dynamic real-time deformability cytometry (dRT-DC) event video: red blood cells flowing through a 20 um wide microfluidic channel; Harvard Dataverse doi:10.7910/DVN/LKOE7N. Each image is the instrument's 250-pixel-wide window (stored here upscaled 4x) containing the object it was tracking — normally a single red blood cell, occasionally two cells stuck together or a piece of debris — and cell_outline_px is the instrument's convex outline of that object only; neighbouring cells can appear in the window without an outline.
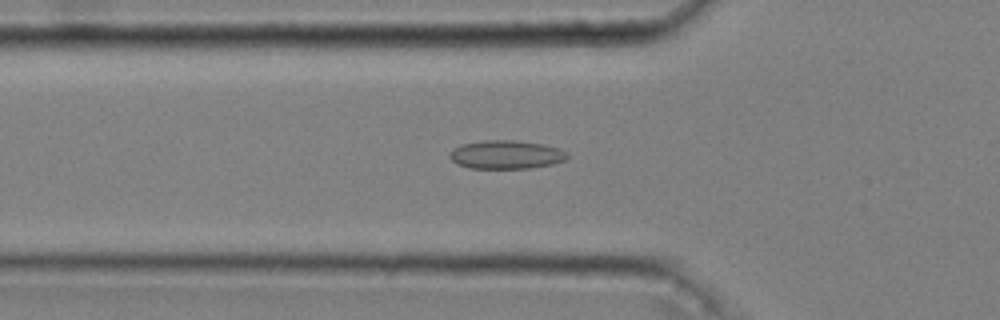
{"species": "common noctule bat (a hibernating species)", "species_latin": "Nyctalus noctula", "temperature_condition": "cold", "stored_images_in_passage": 52, "camera_frame_rate_fps": 3000, "um_per_image_px": 0.085, "animal": {"sex": "male", "body_mass_g": 20.4}, "frame": {"image": 1, "passage_image": 18, "time_ms": 5.667, "image_size_px": [1000, 320], "cell_outline_px": [[568, 156], [564, 160], [552, 164], [532, 168], [468, 168], [456, 164], [448, 156], [452, 148], [460, 144], [484, 140], [516, 140], [544, 144], [560, 148], [568, 152]], "centroid_in_image_um": [43.0, 13.13], "position_along_channel_um": 82.8, "area_um2": 19.83}}
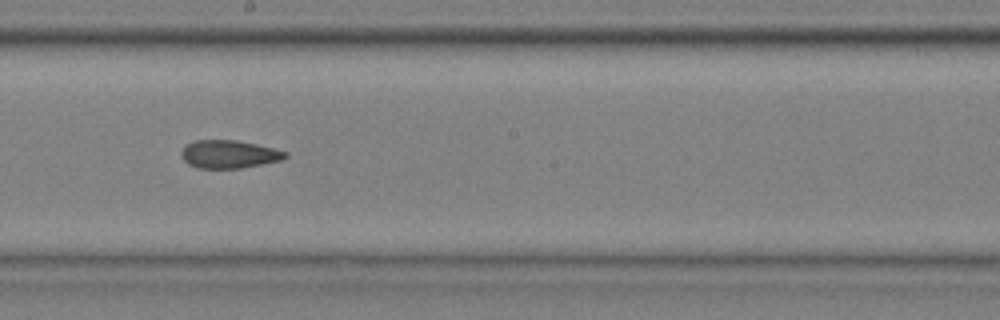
{"frame": {"image": 2, "passage_image": 30, "time_ms": 9.667, "image_size_px": [1000, 320], "cell_outline_px": [[288, 156], [280, 160], [240, 168], [196, 168], [188, 164], [180, 156], [180, 152], [188, 144], [196, 140], [236, 140], [256, 144], [288, 152]], "centroid_in_image_um": [19.44, 13.11], "position_along_channel_um": 228.8, "area_um2": 16.82}}
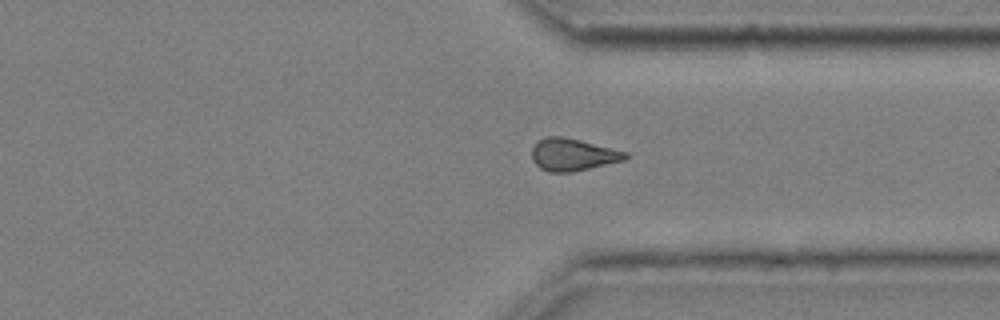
{"frame": {"image": 3, "passage_image": 41, "time_ms": 13.333, "image_size_px": [1000, 320], "cell_outline_px": [[632, 156], [624, 160], [572, 172], [548, 172], [540, 168], [532, 160], [532, 148], [544, 136], [564, 136], [628, 152]], "centroid_in_image_um": [48.7, 13.14], "position_along_channel_um": 362.7, "area_um2": 17.63}, "authors_computed_cell_mechanics": {"area_um2": 17.6001, "velocity_mm_per_s": 3.6401, "shape_relaxation_time_tau1_ms": null, "shape_relaxation_time_tau2_ms": 3.2756, "deformation_change_tau1": null, "deformation_change_tau2": 0.0985}}